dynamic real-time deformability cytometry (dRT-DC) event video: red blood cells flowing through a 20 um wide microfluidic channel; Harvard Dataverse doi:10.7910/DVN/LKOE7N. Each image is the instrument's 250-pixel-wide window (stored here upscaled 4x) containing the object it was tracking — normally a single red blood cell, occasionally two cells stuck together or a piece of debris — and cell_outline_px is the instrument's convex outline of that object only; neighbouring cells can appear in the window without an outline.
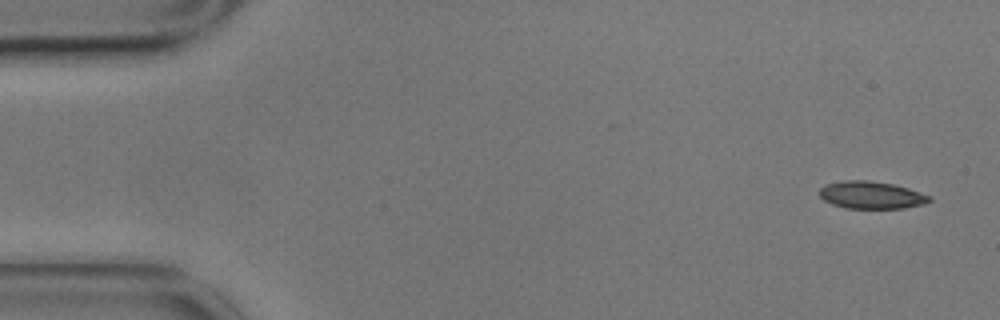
{"species": "common noctule bat (a hibernating species)", "species_latin": "Nyctalus noctula", "temperature_condition": "cold", "stored_images_in_passage": 5, "camera_frame_rate_fps": 3000, "um_per_image_px": 0.085, "animal": {"sex": "male", "body_mass_g": 17.9}, "frame": {"image": 1, "passage_image": 1, "time_ms": 0.0, "image_size_px": [1000, 320], "cell_outline_px": [[932, 200], [924, 204], [904, 208], [848, 208], [832, 204], [824, 200], [820, 196], [820, 188], [824, 184], [844, 180], [868, 180], [892, 184], [908, 188], [932, 196]], "centroid_in_image_um": [74.07, 16.57], "position_along_channel_um": 10.9, "area_um2": 17.57}}
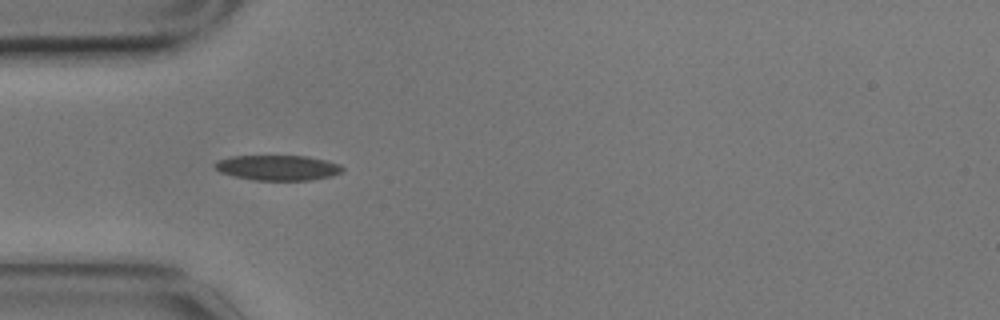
{"frame": {"image": 2, "passage_image": 4, "time_ms": 1.0, "image_size_px": [1000, 320], "cell_outline_px": [[344, 172], [332, 176], [312, 180], [252, 180], [220, 172], [212, 164], [216, 160], [232, 156], [308, 156], [328, 160], [340, 164], [344, 168]], "centroid_in_image_um": [23.65, 14.25], "position_along_channel_um": 61.3, "area_um2": 18.96}}